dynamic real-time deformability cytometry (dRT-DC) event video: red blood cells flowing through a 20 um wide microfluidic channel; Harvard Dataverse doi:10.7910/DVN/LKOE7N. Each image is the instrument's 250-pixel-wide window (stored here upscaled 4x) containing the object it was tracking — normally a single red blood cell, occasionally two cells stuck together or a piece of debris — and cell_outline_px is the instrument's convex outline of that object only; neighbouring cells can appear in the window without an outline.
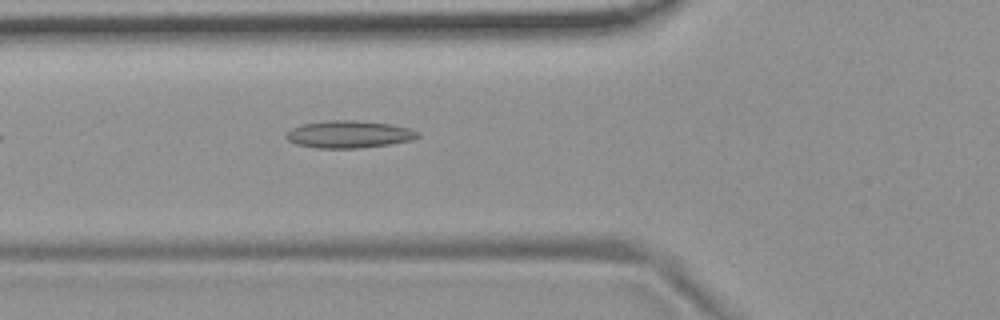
{"species": "common noctule bat (a hibernating species)", "species_latin": "Nyctalus noctula", "temperature_condition": "room temperature", "stored_images_in_passage": 6, "camera_frame_rate_fps": 3000, "um_per_image_px": 0.085, "animal": {"sex": "female", "body_mass_g": 19.9}, "frame": {"image": 1, "passage_image": 6, "time_ms": 6.333, "image_size_px": [1000, 320], "cell_outline_px": [[420, 136], [412, 140], [388, 144], [360, 148], [320, 148], [296, 144], [288, 140], [284, 136], [284, 132], [292, 128], [304, 124], [328, 120], [356, 120], [392, 124], [408, 128], [420, 132]], "centroid_in_image_um": [29.65, 11.41], "position_along_channel_um": 96.1, "area_um2": 20.98}}